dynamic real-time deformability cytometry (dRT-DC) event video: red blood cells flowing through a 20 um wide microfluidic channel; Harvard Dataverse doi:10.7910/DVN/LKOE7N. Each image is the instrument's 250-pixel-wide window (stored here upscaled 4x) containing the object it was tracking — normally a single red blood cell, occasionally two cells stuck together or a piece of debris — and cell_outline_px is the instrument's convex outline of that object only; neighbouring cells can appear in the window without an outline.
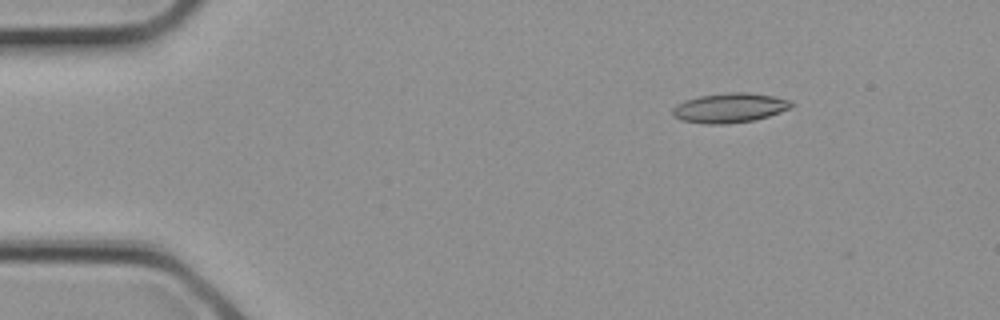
{"species": "common noctule bat (a hibernating species)", "species_latin": "Nyctalus noctula", "temperature_condition": "cold", "stored_images_in_passage": 2, "camera_frame_rate_fps": 3000, "um_per_image_px": 0.085, "animal": {"sex": "female", "body_mass_g": 21.9}, "frame": {"image": 1, "passage_image": 1, "time_ms": 0.0, "image_size_px": [1000, 320], "cell_outline_px": [[796, 104], [792, 108], [756, 120], [728, 124], [704, 124], [680, 120], [672, 116], [672, 108], [676, 104], [684, 100], [700, 96], [728, 92], [748, 92], [772, 96], [788, 100]], "centroid_in_image_um": [62.0, 9.18], "position_along_channel_um": 23.0, "area_um2": 20.75}}